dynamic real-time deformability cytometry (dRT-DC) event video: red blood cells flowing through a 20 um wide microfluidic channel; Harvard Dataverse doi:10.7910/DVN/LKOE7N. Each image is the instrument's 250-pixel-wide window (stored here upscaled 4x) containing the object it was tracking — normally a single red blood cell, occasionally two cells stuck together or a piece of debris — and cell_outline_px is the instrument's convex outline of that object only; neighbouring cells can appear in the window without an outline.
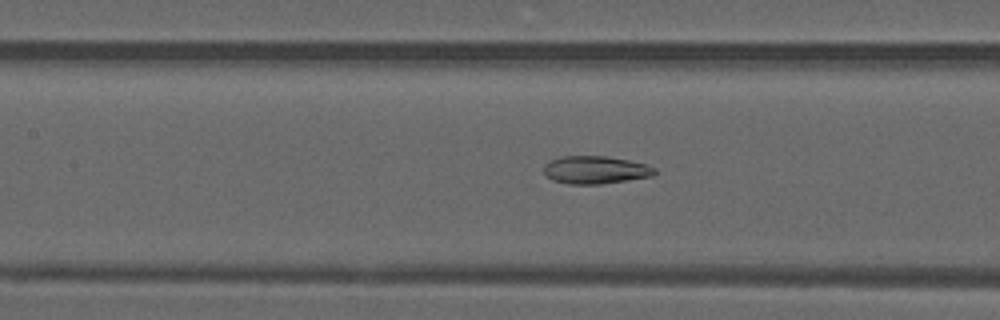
{"species": "common noctule bat (a hibernating species)", "species_latin": "Nyctalus noctula", "temperature_condition": "warm", "stored_images_in_passage": 49, "camera_frame_rate_fps": 3000, "um_per_image_px": 0.085, "animal": {"sex": "male", "forearm_length_mm": 52.5}, "frame": {"image": 1, "passage_image": 22, "time_ms": 7.0, "image_size_px": [1000, 320], "cell_outline_px": [[656, 172], [652, 176], [600, 184], [568, 184], [552, 180], [544, 172], [544, 164], [548, 160], [560, 156], [608, 156], [628, 160], [644, 164], [656, 168]], "centroid_in_image_um": [50.57, 14.43], "position_along_channel_um": 156.8, "area_um2": 17.98}}
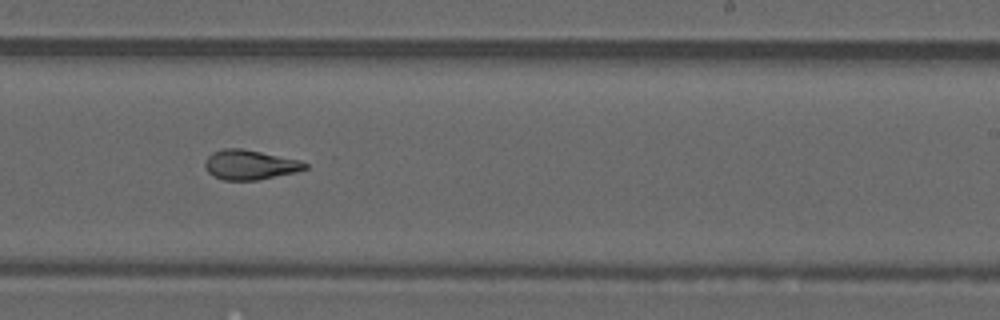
{"frame": {"image": 2, "passage_image": 30, "time_ms": 9.667, "image_size_px": [1000, 320], "cell_outline_px": [[308, 168], [296, 172], [256, 180], [224, 180], [208, 172], [204, 164], [204, 160], [212, 152], [224, 148], [240, 148], [300, 160], [308, 164]], "centroid_in_image_um": [21.24, 14.0], "position_along_channel_um": 267.8, "area_um2": 17.17}}
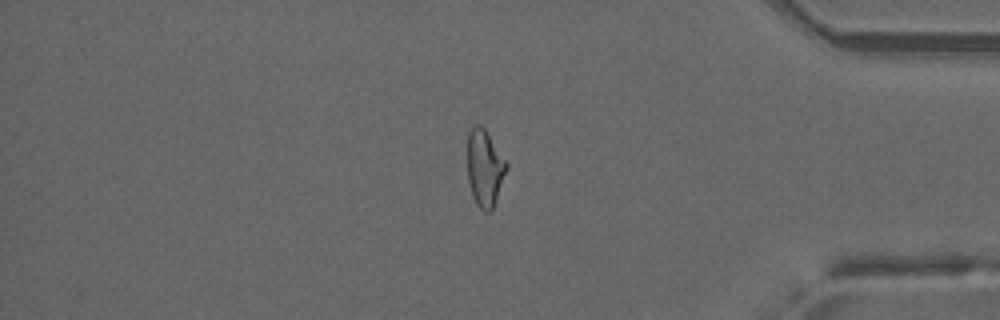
{"frame": {"image": 3, "passage_image": 41, "time_ms": 13.333, "image_size_px": [1000, 320], "cell_outline_px": [[508, 168], [492, 208], [488, 212], [484, 212], [476, 204], [472, 196], [468, 180], [468, 132], [476, 124], [480, 124], [484, 128], [508, 164]], "centroid_in_image_um": [41.19, 14.28], "position_along_channel_um": 394.0, "area_um2": 17.22}, "authors_computed_cell_mechanics": {"area_um2": 18.8428, "velocity_mm_per_s": 4.1771, "shape_relaxation_time_tau1_ms": null, "shape_relaxation_time_tau2_ms": 1.8958, "deformation_change_tau1": null, "deformation_change_tau2": 0.0933}}